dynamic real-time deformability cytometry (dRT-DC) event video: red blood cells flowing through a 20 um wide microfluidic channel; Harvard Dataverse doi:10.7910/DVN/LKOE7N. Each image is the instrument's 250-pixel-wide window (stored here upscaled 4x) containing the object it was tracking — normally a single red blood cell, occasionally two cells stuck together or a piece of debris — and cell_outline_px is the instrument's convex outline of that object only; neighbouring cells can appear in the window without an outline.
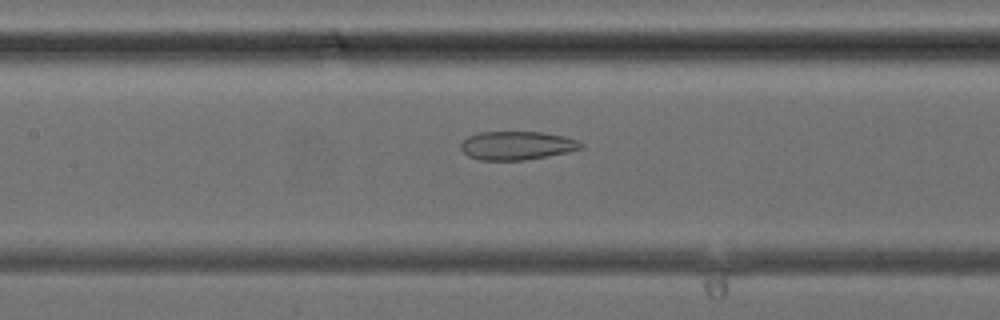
{"species": "common noctule bat (a hibernating species)", "species_latin": "Nyctalus noctula", "temperature_condition": "cold", "stored_images_in_passage": 41, "camera_frame_rate_fps": 3000, "um_per_image_px": 0.085, "animal": {"sex": "female", "body_mass_g": 24.6, "forearm_length_mm": 56.2}, "frame": {"image": 1, "passage_image": 19, "time_ms": 6.0, "image_size_px": [1000, 320], "cell_outline_px": [[584, 148], [568, 152], [524, 160], [480, 160], [468, 156], [460, 148], [460, 144], [468, 136], [480, 132], [544, 132], [564, 136], [576, 140], [584, 144]], "centroid_in_image_um": [43.94, 12.37], "position_along_channel_um": 163.5, "area_um2": 20.0}}
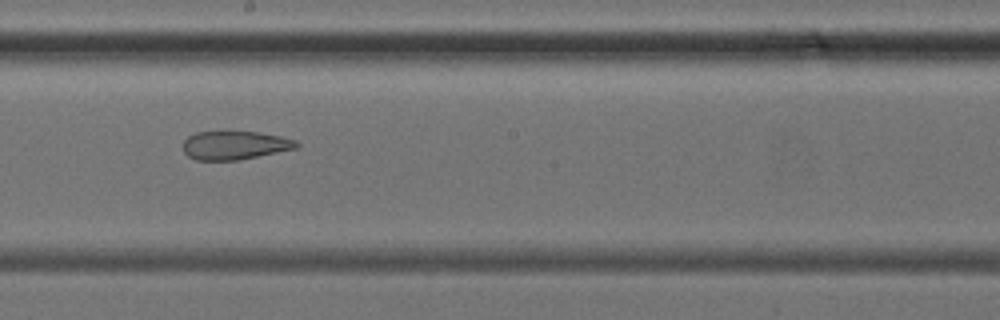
{"frame": {"image": 2, "passage_image": 23, "time_ms": 7.333, "image_size_px": [1000, 320], "cell_outline_px": [[300, 144], [296, 148], [236, 160], [196, 160], [188, 156], [184, 152], [184, 140], [188, 136], [196, 132], [256, 132], [280, 136], [296, 140]], "centroid_in_image_um": [19.93, 12.34], "position_along_channel_um": 228.3, "area_um2": 18.55}}
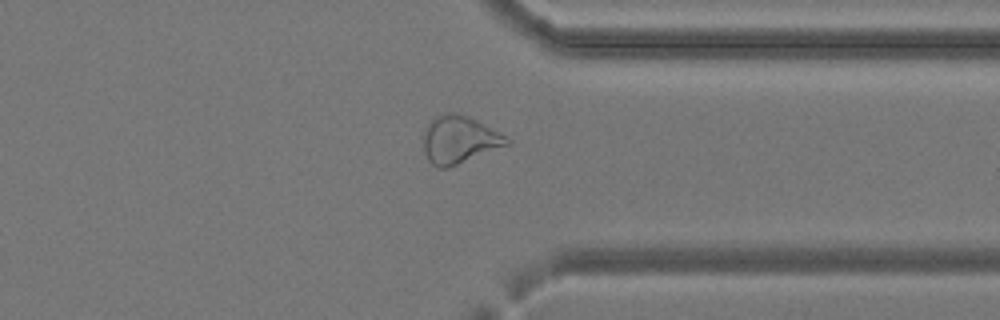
{"frame": {"image": 3, "passage_image": 32, "time_ms": 10.333, "image_size_px": [1000, 320], "cell_outline_px": [[512, 144], [448, 168], [436, 168], [428, 160], [424, 152], [424, 132], [432, 116], [448, 112], [456, 112], [468, 116], [500, 132], [512, 140]], "centroid_in_image_um": [39.06, 11.87], "position_along_channel_um": 372.3, "area_um2": 23.52}}